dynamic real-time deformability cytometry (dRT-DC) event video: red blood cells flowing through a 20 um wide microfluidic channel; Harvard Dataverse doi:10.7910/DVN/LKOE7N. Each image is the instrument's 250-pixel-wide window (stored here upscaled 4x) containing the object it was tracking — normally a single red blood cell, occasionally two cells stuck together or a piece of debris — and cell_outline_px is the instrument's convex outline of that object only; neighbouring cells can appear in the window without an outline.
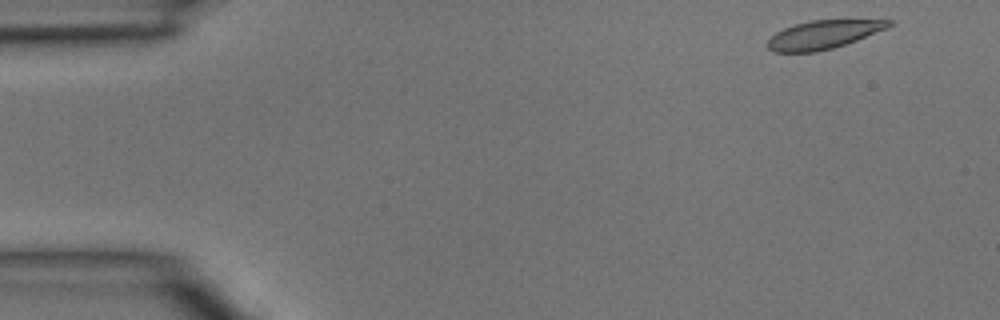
{"species": "common noctule bat (a hibernating species)", "species_latin": "Nyctalus noctula", "temperature_condition": "room temperature", "stored_images_in_passage": 36, "camera_frame_rate_fps": 3000, "um_per_image_px": 0.085, "animal": {"sex": "male", "body_mass_g": 15.6}, "frame": {"image": 1, "passage_image": 1, "time_ms": 0.0, "image_size_px": [1000, 320], "cell_outline_px": [[896, 24], [888, 28], [856, 40], [832, 48], [816, 52], [772, 52], [764, 44], [776, 32], [784, 28], [796, 24], [812, 20], [896, 20]], "centroid_in_image_um": [70.0, 2.94], "position_along_channel_um": 15.0, "area_um2": 20.11}}
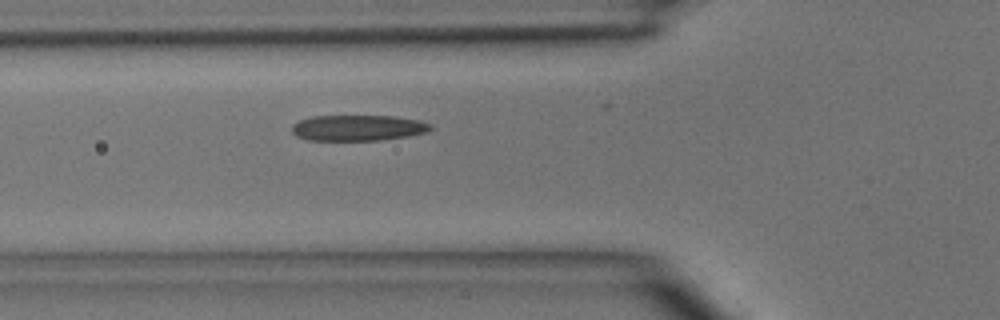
{"frame": {"image": 2, "passage_image": 14, "time_ms": 4.333, "image_size_px": [1000, 320], "cell_outline_px": [[432, 128], [428, 132], [408, 136], [380, 140], [308, 140], [296, 136], [292, 132], [292, 124], [300, 120], [312, 116], [392, 116], [420, 120], [432, 124]], "centroid_in_image_um": [30.44, 10.87], "position_along_channel_um": 95.4, "area_um2": 20.92}}
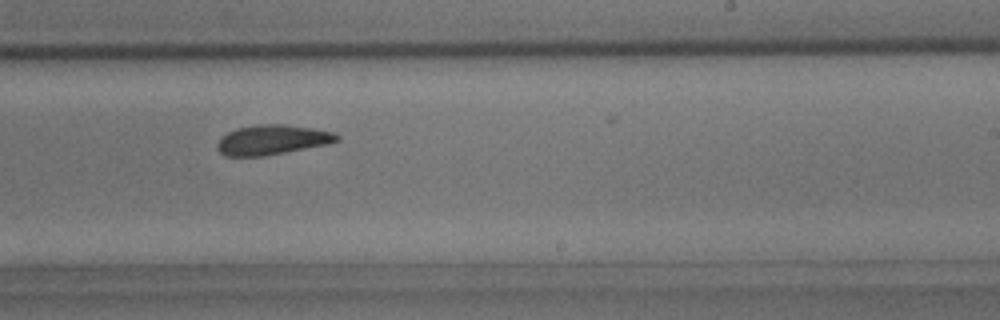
{"frame": {"image": 3, "passage_image": 26, "time_ms": 8.333, "image_size_px": [1000, 320], "cell_outline_px": [[340, 140], [328, 144], [264, 156], [224, 156], [216, 148], [216, 144], [220, 136], [236, 128], [260, 124], [284, 124], [312, 128], [332, 132], [340, 136]], "centroid_in_image_um": [23.1, 11.88], "position_along_channel_um": 265.9, "area_um2": 20.87}}